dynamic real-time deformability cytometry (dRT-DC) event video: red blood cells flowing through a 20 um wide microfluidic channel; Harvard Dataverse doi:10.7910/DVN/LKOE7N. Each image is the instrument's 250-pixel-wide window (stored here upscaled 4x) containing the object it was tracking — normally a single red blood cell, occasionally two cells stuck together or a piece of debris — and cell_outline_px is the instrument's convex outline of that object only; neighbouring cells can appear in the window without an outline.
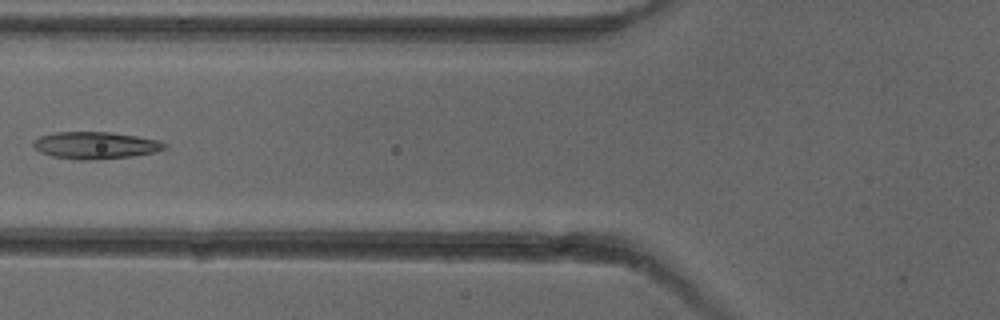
{"species": "common noctule bat (a hibernating species)", "species_latin": "Nyctalus noctula", "temperature_condition": "cold", "stored_images_in_passage": 6, "camera_frame_rate_fps": 3000, "um_per_image_px": 0.085, "animal": {"sex": "female"}, "frame": {"image": 1, "passage_image": 6, "time_ms": 5.667, "image_size_px": [1000, 320], "cell_outline_px": [[168, 148], [156, 152], [132, 156], [88, 160], [80, 160], [52, 156], [40, 152], [32, 144], [40, 136], [56, 132], [112, 132], [160, 140], [168, 144]], "centroid_in_image_um": [8.17, 12.35], "position_along_channel_um": 117.6, "area_um2": 20.69}}